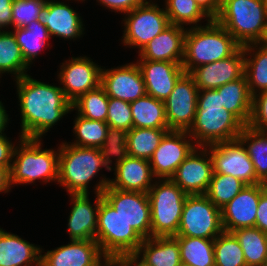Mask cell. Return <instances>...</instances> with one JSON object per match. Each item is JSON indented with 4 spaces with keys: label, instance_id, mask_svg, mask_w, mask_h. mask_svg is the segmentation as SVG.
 <instances>
[{
    "label": "cell",
    "instance_id": "cell-17",
    "mask_svg": "<svg viewBox=\"0 0 267 266\" xmlns=\"http://www.w3.org/2000/svg\"><path fill=\"white\" fill-rule=\"evenodd\" d=\"M212 174L213 161L208 149L197 146L170 179L187 195L205 194Z\"/></svg>",
    "mask_w": 267,
    "mask_h": 266
},
{
    "label": "cell",
    "instance_id": "cell-3",
    "mask_svg": "<svg viewBox=\"0 0 267 266\" xmlns=\"http://www.w3.org/2000/svg\"><path fill=\"white\" fill-rule=\"evenodd\" d=\"M241 45L215 19L204 26L187 28L182 66L185 73L194 68L233 55Z\"/></svg>",
    "mask_w": 267,
    "mask_h": 266
},
{
    "label": "cell",
    "instance_id": "cell-52",
    "mask_svg": "<svg viewBox=\"0 0 267 266\" xmlns=\"http://www.w3.org/2000/svg\"><path fill=\"white\" fill-rule=\"evenodd\" d=\"M11 190L9 170L0 166V193H8Z\"/></svg>",
    "mask_w": 267,
    "mask_h": 266
},
{
    "label": "cell",
    "instance_id": "cell-56",
    "mask_svg": "<svg viewBox=\"0 0 267 266\" xmlns=\"http://www.w3.org/2000/svg\"><path fill=\"white\" fill-rule=\"evenodd\" d=\"M178 266H191V265L184 264V263L181 262Z\"/></svg>",
    "mask_w": 267,
    "mask_h": 266
},
{
    "label": "cell",
    "instance_id": "cell-14",
    "mask_svg": "<svg viewBox=\"0 0 267 266\" xmlns=\"http://www.w3.org/2000/svg\"><path fill=\"white\" fill-rule=\"evenodd\" d=\"M193 141L187 131L169 130L149 160L154 177L171 178L179 165L197 147Z\"/></svg>",
    "mask_w": 267,
    "mask_h": 266
},
{
    "label": "cell",
    "instance_id": "cell-55",
    "mask_svg": "<svg viewBox=\"0 0 267 266\" xmlns=\"http://www.w3.org/2000/svg\"><path fill=\"white\" fill-rule=\"evenodd\" d=\"M259 43H261L263 46L267 47V25H266V29H265V34Z\"/></svg>",
    "mask_w": 267,
    "mask_h": 266
},
{
    "label": "cell",
    "instance_id": "cell-22",
    "mask_svg": "<svg viewBox=\"0 0 267 266\" xmlns=\"http://www.w3.org/2000/svg\"><path fill=\"white\" fill-rule=\"evenodd\" d=\"M146 93L164 101L172 92L178 79L185 73L182 64L167 61L138 59Z\"/></svg>",
    "mask_w": 267,
    "mask_h": 266
},
{
    "label": "cell",
    "instance_id": "cell-11",
    "mask_svg": "<svg viewBox=\"0 0 267 266\" xmlns=\"http://www.w3.org/2000/svg\"><path fill=\"white\" fill-rule=\"evenodd\" d=\"M213 161V173H222L238 178L246 185L261 183L256 176L253 163L239 139L205 146Z\"/></svg>",
    "mask_w": 267,
    "mask_h": 266
},
{
    "label": "cell",
    "instance_id": "cell-29",
    "mask_svg": "<svg viewBox=\"0 0 267 266\" xmlns=\"http://www.w3.org/2000/svg\"><path fill=\"white\" fill-rule=\"evenodd\" d=\"M243 49L244 74L249 91L253 96L261 90L267 89V47L261 43H250L244 45Z\"/></svg>",
    "mask_w": 267,
    "mask_h": 266
},
{
    "label": "cell",
    "instance_id": "cell-4",
    "mask_svg": "<svg viewBox=\"0 0 267 266\" xmlns=\"http://www.w3.org/2000/svg\"><path fill=\"white\" fill-rule=\"evenodd\" d=\"M42 138L20 137L16 145L10 174V185L58 182V150L42 149Z\"/></svg>",
    "mask_w": 267,
    "mask_h": 266
},
{
    "label": "cell",
    "instance_id": "cell-24",
    "mask_svg": "<svg viewBox=\"0 0 267 266\" xmlns=\"http://www.w3.org/2000/svg\"><path fill=\"white\" fill-rule=\"evenodd\" d=\"M79 13L64 2L47 0L39 21L46 26L49 35L74 40L84 32Z\"/></svg>",
    "mask_w": 267,
    "mask_h": 266
},
{
    "label": "cell",
    "instance_id": "cell-54",
    "mask_svg": "<svg viewBox=\"0 0 267 266\" xmlns=\"http://www.w3.org/2000/svg\"><path fill=\"white\" fill-rule=\"evenodd\" d=\"M101 266H121L114 258H107Z\"/></svg>",
    "mask_w": 267,
    "mask_h": 266
},
{
    "label": "cell",
    "instance_id": "cell-27",
    "mask_svg": "<svg viewBox=\"0 0 267 266\" xmlns=\"http://www.w3.org/2000/svg\"><path fill=\"white\" fill-rule=\"evenodd\" d=\"M135 255L147 266H178L181 263L179 243L173 236L143 239Z\"/></svg>",
    "mask_w": 267,
    "mask_h": 266
},
{
    "label": "cell",
    "instance_id": "cell-34",
    "mask_svg": "<svg viewBox=\"0 0 267 266\" xmlns=\"http://www.w3.org/2000/svg\"><path fill=\"white\" fill-rule=\"evenodd\" d=\"M231 233L243 250L247 266H263L267 259V234L257 227L240 228Z\"/></svg>",
    "mask_w": 267,
    "mask_h": 266
},
{
    "label": "cell",
    "instance_id": "cell-7",
    "mask_svg": "<svg viewBox=\"0 0 267 266\" xmlns=\"http://www.w3.org/2000/svg\"><path fill=\"white\" fill-rule=\"evenodd\" d=\"M156 180L147 193L151 211V237L175 236L187 194L170 178Z\"/></svg>",
    "mask_w": 267,
    "mask_h": 266
},
{
    "label": "cell",
    "instance_id": "cell-46",
    "mask_svg": "<svg viewBox=\"0 0 267 266\" xmlns=\"http://www.w3.org/2000/svg\"><path fill=\"white\" fill-rule=\"evenodd\" d=\"M146 1L147 0H97L103 7L124 14L144 4Z\"/></svg>",
    "mask_w": 267,
    "mask_h": 266
},
{
    "label": "cell",
    "instance_id": "cell-37",
    "mask_svg": "<svg viewBox=\"0 0 267 266\" xmlns=\"http://www.w3.org/2000/svg\"><path fill=\"white\" fill-rule=\"evenodd\" d=\"M109 125L99 120H91L80 115H76L74 120L73 132L74 142L71 145L80 147L100 148L107 135Z\"/></svg>",
    "mask_w": 267,
    "mask_h": 266
},
{
    "label": "cell",
    "instance_id": "cell-42",
    "mask_svg": "<svg viewBox=\"0 0 267 266\" xmlns=\"http://www.w3.org/2000/svg\"><path fill=\"white\" fill-rule=\"evenodd\" d=\"M99 151L110 169L113 168L111 167V164H113L111 157H115L114 165L122 162L128 156L127 131L109 126L106 138Z\"/></svg>",
    "mask_w": 267,
    "mask_h": 266
},
{
    "label": "cell",
    "instance_id": "cell-53",
    "mask_svg": "<svg viewBox=\"0 0 267 266\" xmlns=\"http://www.w3.org/2000/svg\"><path fill=\"white\" fill-rule=\"evenodd\" d=\"M8 114L3 106V103L0 101V134H5V127H7L9 118Z\"/></svg>",
    "mask_w": 267,
    "mask_h": 266
},
{
    "label": "cell",
    "instance_id": "cell-39",
    "mask_svg": "<svg viewBox=\"0 0 267 266\" xmlns=\"http://www.w3.org/2000/svg\"><path fill=\"white\" fill-rule=\"evenodd\" d=\"M108 100L105 90L101 85L81 95L72 103V109L77 114L91 119L106 122L108 113Z\"/></svg>",
    "mask_w": 267,
    "mask_h": 266
},
{
    "label": "cell",
    "instance_id": "cell-58",
    "mask_svg": "<svg viewBox=\"0 0 267 266\" xmlns=\"http://www.w3.org/2000/svg\"><path fill=\"white\" fill-rule=\"evenodd\" d=\"M263 266H267V259L264 261Z\"/></svg>",
    "mask_w": 267,
    "mask_h": 266
},
{
    "label": "cell",
    "instance_id": "cell-28",
    "mask_svg": "<svg viewBox=\"0 0 267 266\" xmlns=\"http://www.w3.org/2000/svg\"><path fill=\"white\" fill-rule=\"evenodd\" d=\"M220 94L223 107L232 113L244 126H248L253 96L249 91L245 74L232 82H228L216 89Z\"/></svg>",
    "mask_w": 267,
    "mask_h": 266
},
{
    "label": "cell",
    "instance_id": "cell-16",
    "mask_svg": "<svg viewBox=\"0 0 267 266\" xmlns=\"http://www.w3.org/2000/svg\"><path fill=\"white\" fill-rule=\"evenodd\" d=\"M113 169L115 178H100L98 184H95V193H102L107 186L123 191L148 193L153 186L155 178L149 160L127 156L114 165Z\"/></svg>",
    "mask_w": 267,
    "mask_h": 266
},
{
    "label": "cell",
    "instance_id": "cell-20",
    "mask_svg": "<svg viewBox=\"0 0 267 266\" xmlns=\"http://www.w3.org/2000/svg\"><path fill=\"white\" fill-rule=\"evenodd\" d=\"M42 253L41 249L40 266H101L107 259L95 240H70Z\"/></svg>",
    "mask_w": 267,
    "mask_h": 266
},
{
    "label": "cell",
    "instance_id": "cell-12",
    "mask_svg": "<svg viewBox=\"0 0 267 266\" xmlns=\"http://www.w3.org/2000/svg\"><path fill=\"white\" fill-rule=\"evenodd\" d=\"M102 195L143 239L151 237V211L147 193L107 186Z\"/></svg>",
    "mask_w": 267,
    "mask_h": 266
},
{
    "label": "cell",
    "instance_id": "cell-18",
    "mask_svg": "<svg viewBox=\"0 0 267 266\" xmlns=\"http://www.w3.org/2000/svg\"><path fill=\"white\" fill-rule=\"evenodd\" d=\"M100 85L108 97L121 99L129 103L147 94L137 62L107 70L102 67Z\"/></svg>",
    "mask_w": 267,
    "mask_h": 266
},
{
    "label": "cell",
    "instance_id": "cell-15",
    "mask_svg": "<svg viewBox=\"0 0 267 266\" xmlns=\"http://www.w3.org/2000/svg\"><path fill=\"white\" fill-rule=\"evenodd\" d=\"M64 62L61 65L58 78L63 86L61 88L65 97L71 103L100 85L102 68L89 57H72V59Z\"/></svg>",
    "mask_w": 267,
    "mask_h": 266
},
{
    "label": "cell",
    "instance_id": "cell-41",
    "mask_svg": "<svg viewBox=\"0 0 267 266\" xmlns=\"http://www.w3.org/2000/svg\"><path fill=\"white\" fill-rule=\"evenodd\" d=\"M215 266H247L243 250L232 233L223 231L214 239Z\"/></svg>",
    "mask_w": 267,
    "mask_h": 266
},
{
    "label": "cell",
    "instance_id": "cell-38",
    "mask_svg": "<svg viewBox=\"0 0 267 266\" xmlns=\"http://www.w3.org/2000/svg\"><path fill=\"white\" fill-rule=\"evenodd\" d=\"M165 11L170 24L184 27H198L202 19L210 21L211 18L195 2V0H165ZM205 17V18H204ZM195 25V26H194Z\"/></svg>",
    "mask_w": 267,
    "mask_h": 266
},
{
    "label": "cell",
    "instance_id": "cell-57",
    "mask_svg": "<svg viewBox=\"0 0 267 266\" xmlns=\"http://www.w3.org/2000/svg\"><path fill=\"white\" fill-rule=\"evenodd\" d=\"M267 10V0H263Z\"/></svg>",
    "mask_w": 267,
    "mask_h": 266
},
{
    "label": "cell",
    "instance_id": "cell-13",
    "mask_svg": "<svg viewBox=\"0 0 267 266\" xmlns=\"http://www.w3.org/2000/svg\"><path fill=\"white\" fill-rule=\"evenodd\" d=\"M198 92L194 78L189 73H184L178 79L172 92L164 100L169 130L190 129L197 111Z\"/></svg>",
    "mask_w": 267,
    "mask_h": 266
},
{
    "label": "cell",
    "instance_id": "cell-25",
    "mask_svg": "<svg viewBox=\"0 0 267 266\" xmlns=\"http://www.w3.org/2000/svg\"><path fill=\"white\" fill-rule=\"evenodd\" d=\"M187 28L170 24L138 53L139 59L182 64Z\"/></svg>",
    "mask_w": 267,
    "mask_h": 266
},
{
    "label": "cell",
    "instance_id": "cell-48",
    "mask_svg": "<svg viewBox=\"0 0 267 266\" xmlns=\"http://www.w3.org/2000/svg\"><path fill=\"white\" fill-rule=\"evenodd\" d=\"M255 227L267 234V190L265 189L259 199Z\"/></svg>",
    "mask_w": 267,
    "mask_h": 266
},
{
    "label": "cell",
    "instance_id": "cell-45",
    "mask_svg": "<svg viewBox=\"0 0 267 266\" xmlns=\"http://www.w3.org/2000/svg\"><path fill=\"white\" fill-rule=\"evenodd\" d=\"M248 126L257 131L267 132V89L253 95L252 112Z\"/></svg>",
    "mask_w": 267,
    "mask_h": 266
},
{
    "label": "cell",
    "instance_id": "cell-23",
    "mask_svg": "<svg viewBox=\"0 0 267 266\" xmlns=\"http://www.w3.org/2000/svg\"><path fill=\"white\" fill-rule=\"evenodd\" d=\"M95 195V203L91 204L89 194H70L73 205L67 224L70 240L96 239L98 212L103 195L102 193Z\"/></svg>",
    "mask_w": 267,
    "mask_h": 266
},
{
    "label": "cell",
    "instance_id": "cell-1",
    "mask_svg": "<svg viewBox=\"0 0 267 266\" xmlns=\"http://www.w3.org/2000/svg\"><path fill=\"white\" fill-rule=\"evenodd\" d=\"M15 81L21 112L19 137L41 139L63 116L73 111L61 85L47 84L28 74Z\"/></svg>",
    "mask_w": 267,
    "mask_h": 266
},
{
    "label": "cell",
    "instance_id": "cell-9",
    "mask_svg": "<svg viewBox=\"0 0 267 266\" xmlns=\"http://www.w3.org/2000/svg\"><path fill=\"white\" fill-rule=\"evenodd\" d=\"M221 209L205 194L187 195L179 229L173 237H194L214 240L223 232Z\"/></svg>",
    "mask_w": 267,
    "mask_h": 266
},
{
    "label": "cell",
    "instance_id": "cell-35",
    "mask_svg": "<svg viewBox=\"0 0 267 266\" xmlns=\"http://www.w3.org/2000/svg\"><path fill=\"white\" fill-rule=\"evenodd\" d=\"M29 68L13 32L0 31V74L11 73L14 79H19L27 74Z\"/></svg>",
    "mask_w": 267,
    "mask_h": 266
},
{
    "label": "cell",
    "instance_id": "cell-49",
    "mask_svg": "<svg viewBox=\"0 0 267 266\" xmlns=\"http://www.w3.org/2000/svg\"><path fill=\"white\" fill-rule=\"evenodd\" d=\"M13 0H0V31L12 26Z\"/></svg>",
    "mask_w": 267,
    "mask_h": 266
},
{
    "label": "cell",
    "instance_id": "cell-19",
    "mask_svg": "<svg viewBox=\"0 0 267 266\" xmlns=\"http://www.w3.org/2000/svg\"><path fill=\"white\" fill-rule=\"evenodd\" d=\"M265 184L246 185L230 202L221 208L222 227L225 232L255 227L258 203Z\"/></svg>",
    "mask_w": 267,
    "mask_h": 266
},
{
    "label": "cell",
    "instance_id": "cell-10",
    "mask_svg": "<svg viewBox=\"0 0 267 266\" xmlns=\"http://www.w3.org/2000/svg\"><path fill=\"white\" fill-rule=\"evenodd\" d=\"M124 33L121 40L125 46L137 47L138 52L154 37L170 25L167 13L158 4L146 1L125 14Z\"/></svg>",
    "mask_w": 267,
    "mask_h": 266
},
{
    "label": "cell",
    "instance_id": "cell-32",
    "mask_svg": "<svg viewBox=\"0 0 267 266\" xmlns=\"http://www.w3.org/2000/svg\"><path fill=\"white\" fill-rule=\"evenodd\" d=\"M168 128H131L127 132L128 156L150 160Z\"/></svg>",
    "mask_w": 267,
    "mask_h": 266
},
{
    "label": "cell",
    "instance_id": "cell-2",
    "mask_svg": "<svg viewBox=\"0 0 267 266\" xmlns=\"http://www.w3.org/2000/svg\"><path fill=\"white\" fill-rule=\"evenodd\" d=\"M244 125L220 101L216 89L199 90L193 125L187 131L197 146L238 139Z\"/></svg>",
    "mask_w": 267,
    "mask_h": 266
},
{
    "label": "cell",
    "instance_id": "cell-51",
    "mask_svg": "<svg viewBox=\"0 0 267 266\" xmlns=\"http://www.w3.org/2000/svg\"><path fill=\"white\" fill-rule=\"evenodd\" d=\"M121 266H147L135 254H124L114 258Z\"/></svg>",
    "mask_w": 267,
    "mask_h": 266
},
{
    "label": "cell",
    "instance_id": "cell-26",
    "mask_svg": "<svg viewBox=\"0 0 267 266\" xmlns=\"http://www.w3.org/2000/svg\"><path fill=\"white\" fill-rule=\"evenodd\" d=\"M41 247L0 228V266H40Z\"/></svg>",
    "mask_w": 267,
    "mask_h": 266
},
{
    "label": "cell",
    "instance_id": "cell-43",
    "mask_svg": "<svg viewBox=\"0 0 267 266\" xmlns=\"http://www.w3.org/2000/svg\"><path fill=\"white\" fill-rule=\"evenodd\" d=\"M46 2L47 0H13V28H22L33 21L39 20Z\"/></svg>",
    "mask_w": 267,
    "mask_h": 266
},
{
    "label": "cell",
    "instance_id": "cell-31",
    "mask_svg": "<svg viewBox=\"0 0 267 266\" xmlns=\"http://www.w3.org/2000/svg\"><path fill=\"white\" fill-rule=\"evenodd\" d=\"M13 34L17 44L21 48L25 63L30 66L33 60L39 55L44 46L51 38L48 29L39 20L33 21L22 28H13Z\"/></svg>",
    "mask_w": 267,
    "mask_h": 266
},
{
    "label": "cell",
    "instance_id": "cell-40",
    "mask_svg": "<svg viewBox=\"0 0 267 266\" xmlns=\"http://www.w3.org/2000/svg\"><path fill=\"white\" fill-rule=\"evenodd\" d=\"M246 186L238 178L222 173H213L205 195L216 207L222 208Z\"/></svg>",
    "mask_w": 267,
    "mask_h": 266
},
{
    "label": "cell",
    "instance_id": "cell-6",
    "mask_svg": "<svg viewBox=\"0 0 267 266\" xmlns=\"http://www.w3.org/2000/svg\"><path fill=\"white\" fill-rule=\"evenodd\" d=\"M241 45L259 43L267 25V10L263 0H221L214 18Z\"/></svg>",
    "mask_w": 267,
    "mask_h": 266
},
{
    "label": "cell",
    "instance_id": "cell-36",
    "mask_svg": "<svg viewBox=\"0 0 267 266\" xmlns=\"http://www.w3.org/2000/svg\"><path fill=\"white\" fill-rule=\"evenodd\" d=\"M180 247L181 262L191 266H215L214 240L174 237Z\"/></svg>",
    "mask_w": 267,
    "mask_h": 266
},
{
    "label": "cell",
    "instance_id": "cell-44",
    "mask_svg": "<svg viewBox=\"0 0 267 266\" xmlns=\"http://www.w3.org/2000/svg\"><path fill=\"white\" fill-rule=\"evenodd\" d=\"M106 123L110 127L120 128L128 132L133 127L130 103L109 97Z\"/></svg>",
    "mask_w": 267,
    "mask_h": 266
},
{
    "label": "cell",
    "instance_id": "cell-8",
    "mask_svg": "<svg viewBox=\"0 0 267 266\" xmlns=\"http://www.w3.org/2000/svg\"><path fill=\"white\" fill-rule=\"evenodd\" d=\"M95 241L107 258L136 254L143 238L103 198L98 212Z\"/></svg>",
    "mask_w": 267,
    "mask_h": 266
},
{
    "label": "cell",
    "instance_id": "cell-33",
    "mask_svg": "<svg viewBox=\"0 0 267 266\" xmlns=\"http://www.w3.org/2000/svg\"><path fill=\"white\" fill-rule=\"evenodd\" d=\"M238 139L245 146L253 163L257 179L267 182V132H261L244 126Z\"/></svg>",
    "mask_w": 267,
    "mask_h": 266
},
{
    "label": "cell",
    "instance_id": "cell-47",
    "mask_svg": "<svg viewBox=\"0 0 267 266\" xmlns=\"http://www.w3.org/2000/svg\"><path fill=\"white\" fill-rule=\"evenodd\" d=\"M16 146L7 138L6 134H0V166L10 171Z\"/></svg>",
    "mask_w": 267,
    "mask_h": 266
},
{
    "label": "cell",
    "instance_id": "cell-30",
    "mask_svg": "<svg viewBox=\"0 0 267 266\" xmlns=\"http://www.w3.org/2000/svg\"><path fill=\"white\" fill-rule=\"evenodd\" d=\"M130 106L133 128H168L164 101L146 94Z\"/></svg>",
    "mask_w": 267,
    "mask_h": 266
},
{
    "label": "cell",
    "instance_id": "cell-5",
    "mask_svg": "<svg viewBox=\"0 0 267 266\" xmlns=\"http://www.w3.org/2000/svg\"><path fill=\"white\" fill-rule=\"evenodd\" d=\"M105 167L99 148L80 147L62 142L59 146L58 184L70 194H90L88 185Z\"/></svg>",
    "mask_w": 267,
    "mask_h": 266
},
{
    "label": "cell",
    "instance_id": "cell-21",
    "mask_svg": "<svg viewBox=\"0 0 267 266\" xmlns=\"http://www.w3.org/2000/svg\"><path fill=\"white\" fill-rule=\"evenodd\" d=\"M244 49L241 46L230 57L194 68L189 74L199 90L217 89L244 75Z\"/></svg>",
    "mask_w": 267,
    "mask_h": 266
},
{
    "label": "cell",
    "instance_id": "cell-50",
    "mask_svg": "<svg viewBox=\"0 0 267 266\" xmlns=\"http://www.w3.org/2000/svg\"><path fill=\"white\" fill-rule=\"evenodd\" d=\"M195 2L211 19H214L220 11L221 0H195Z\"/></svg>",
    "mask_w": 267,
    "mask_h": 266
}]
</instances>
